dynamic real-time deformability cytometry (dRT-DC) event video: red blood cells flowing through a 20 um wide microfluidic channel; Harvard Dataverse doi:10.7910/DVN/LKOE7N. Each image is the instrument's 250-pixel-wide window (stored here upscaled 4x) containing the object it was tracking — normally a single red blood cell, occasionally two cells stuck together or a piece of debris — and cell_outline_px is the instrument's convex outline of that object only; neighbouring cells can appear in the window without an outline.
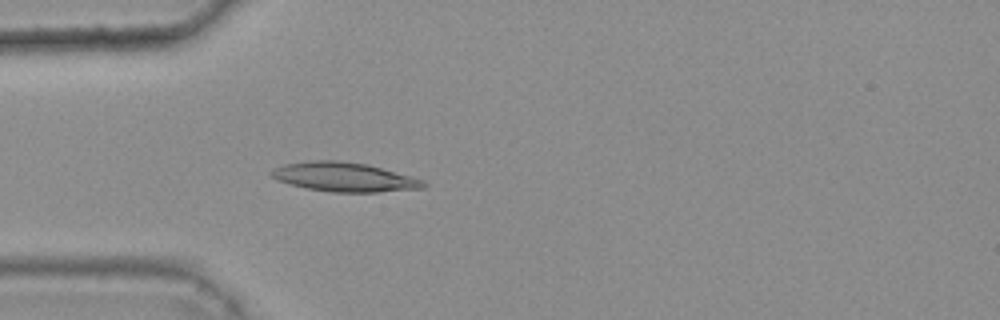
{"species": "common noctule bat (a hibernating species)", "species_latin": "Nyctalus noctula", "temperature_condition": "warm", "stored_images_in_passage": 45, "camera_frame_rate_fps": 3000, "um_per_image_px": 0.085, "animal": {"sex": "female", "body_mass_g": 25.1}, "frame": {"image": 1, "passage_image": 15, "time_ms": 4.667, "image_size_px": [1000, 320], "cell_outline_px": [[428, 184], [424, 188], [376, 192], [332, 192], [308, 188], [276, 180], [268, 172], [272, 168], [284, 164], [312, 160], [336, 160], [368, 164], [424, 180]], "centroid_in_image_um": [29.25, 15.04], "position_along_channel_um": 55.8, "area_um2": 25.84}}
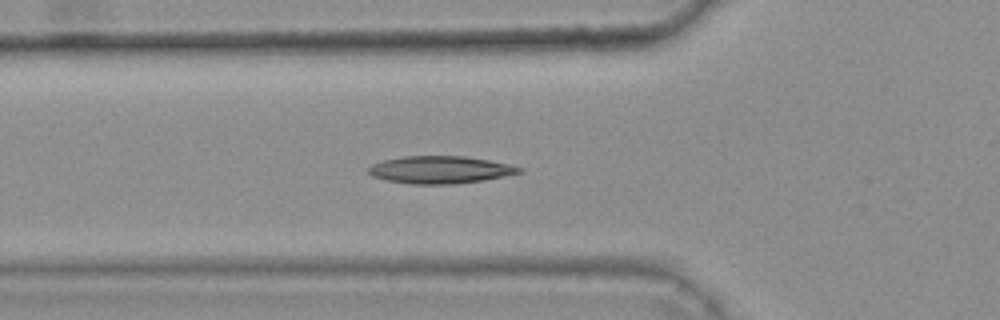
{"frame": {"image": 2, "passage_image": 18, "time_ms": 5.667, "image_size_px": [1000, 320], "cell_outline_px": [[524, 172], [484, 180], [452, 184], [412, 184], [388, 180], [372, 176], [368, 172], [368, 168], [372, 164], [384, 160], [404, 156], [464, 156], [488, 160], [508, 164], [524, 168]], "centroid_in_image_um": [37.43, 14.43], "position_along_channel_um": 88.4, "area_um2": 23.99}}
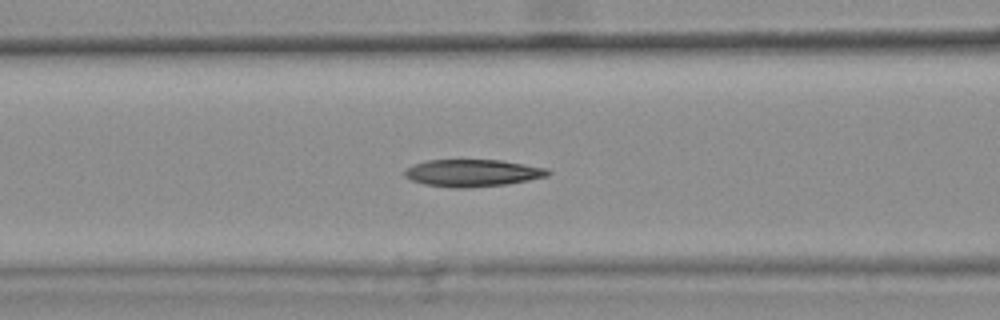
{"frame": {"image": 3, "passage_image": 21, "time_ms": 6.667, "image_size_px": [1000, 320], "cell_outline_px": [[552, 172], [548, 176], [508, 184], [464, 188], [452, 188], [424, 184], [412, 180], [404, 176], [404, 172], [408, 168], [416, 164], [428, 160], [500, 160], [548, 168]], "centroid_in_image_um": [40.2, 14.71], "position_along_channel_um": 126.4, "area_um2": 22.6}, "authors_computed_cell_mechanics": {"area_um2": 22.831, "velocity_mm_per_s": 3.766, "shape_relaxation_time_tau1_ms": null, "shape_relaxation_time_tau2_ms": 8.9498, "deformation_change_tau1": null, "deformation_change_tau2": 0.1639}}